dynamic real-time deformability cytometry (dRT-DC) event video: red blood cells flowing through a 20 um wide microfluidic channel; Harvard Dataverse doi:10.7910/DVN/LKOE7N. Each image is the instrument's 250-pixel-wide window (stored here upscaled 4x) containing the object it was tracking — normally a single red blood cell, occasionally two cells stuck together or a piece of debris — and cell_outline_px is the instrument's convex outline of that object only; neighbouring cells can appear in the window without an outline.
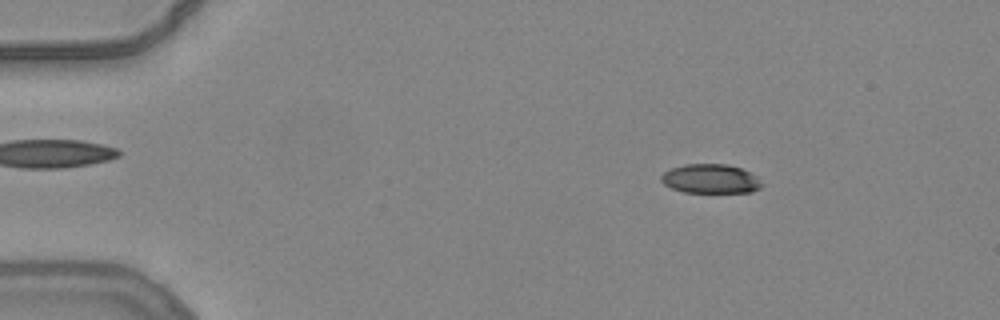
{"species": "common noctule bat (a hibernating species)", "species_latin": "Nyctalus noctula", "temperature_condition": "warm", "stored_images_in_passage": 54, "camera_frame_rate_fps": 3000, "um_per_image_px": 0.085, "animal": {"sex": "female", "body_mass_g": 24.6, "forearm_length_mm": 56.2}, "frame": {"image": 1, "passage_image": 8, "time_ms": 2.333, "image_size_px": [1000, 320], "cell_outline_px": [[764, 184], [760, 188], [752, 192], [684, 192], [672, 188], [664, 184], [660, 180], [660, 176], [664, 172], [672, 168], [684, 164], [728, 164], [740, 168], [756, 176]], "centroid_in_image_um": [60.4, 15.2], "position_along_channel_um": 24.6, "area_um2": 17.11}}
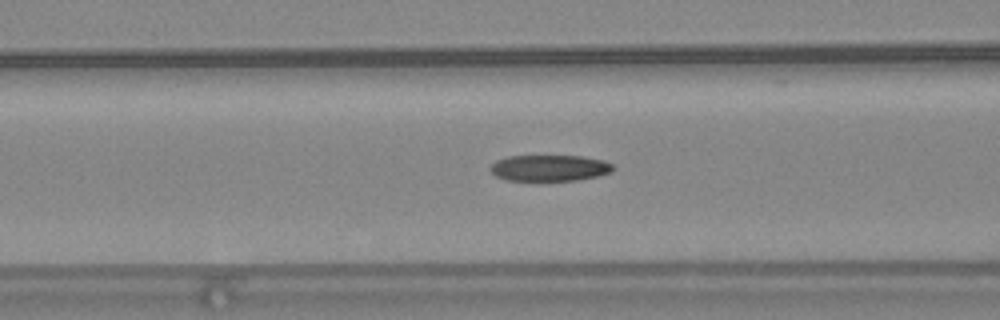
{"frame": {"image": 2, "passage_image": 22, "time_ms": 7.0, "image_size_px": [1000, 320], "cell_outline_px": [[612, 172], [600, 176], [580, 180], [504, 180], [496, 176], [488, 168], [496, 160], [508, 156], [584, 156], [604, 160], [612, 164]], "centroid_in_image_um": [46.72, 14.28], "position_along_channel_um": 119.9, "area_um2": 18.84}}
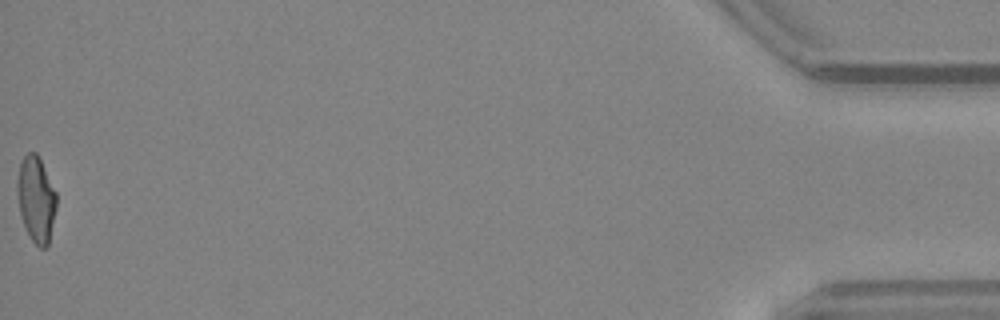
{"frame": {"image": 3, "passage_image": 54, "time_ms": 17.667, "image_size_px": [1000, 320], "cell_outline_px": [[56, 208], [48, 244], [44, 248], [40, 248], [32, 240], [24, 224], [20, 212], [16, 192], [16, 184], [20, 164], [24, 156], [28, 152], [36, 152], [56, 192]], "centroid_in_image_um": [3.06, 16.92], "position_along_channel_um": 432.1, "area_um2": 19.25}, "authors_computed_cell_mechanics": {"area_um2": 19.5075, "velocity_mm_per_s": 3.8563, "shape_relaxation_time_tau1_ms": null, "shape_relaxation_time_tau2_ms": 1.1184, "deformation_change_tau1": null, "deformation_change_tau2": 0.0876}}